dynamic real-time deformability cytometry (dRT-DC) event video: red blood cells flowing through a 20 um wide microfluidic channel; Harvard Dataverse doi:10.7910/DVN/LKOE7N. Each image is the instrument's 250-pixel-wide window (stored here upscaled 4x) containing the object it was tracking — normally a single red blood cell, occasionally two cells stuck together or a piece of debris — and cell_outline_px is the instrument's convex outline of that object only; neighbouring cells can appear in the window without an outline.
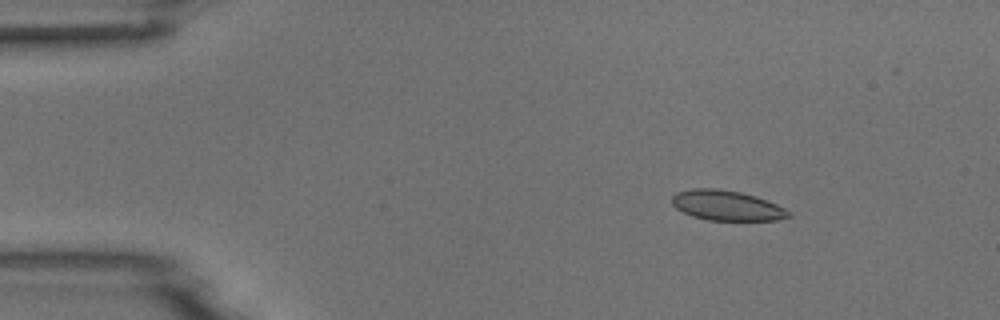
{"species": "common noctule bat (a hibernating species)", "species_latin": "Nyctalus noctula", "temperature_condition": "room temperature", "stored_images_in_passage": 5, "camera_frame_rate_fps": 3000, "um_per_image_px": 0.085, "animal": {"sex": "male", "body_mass_g": 18.8}, "frame": {"image": 1, "passage_image": 2, "time_ms": 1.0, "image_size_px": [1000, 320], "cell_outline_px": [[792, 216], [776, 220], [708, 220], [692, 216], [676, 208], [672, 204], [672, 196], [676, 192], [692, 188], [716, 188], [740, 192], [756, 196], [768, 200], [792, 212]], "centroid_in_image_um": [61.78, 17.46], "position_along_channel_um": 23.2, "area_um2": 20.52}}
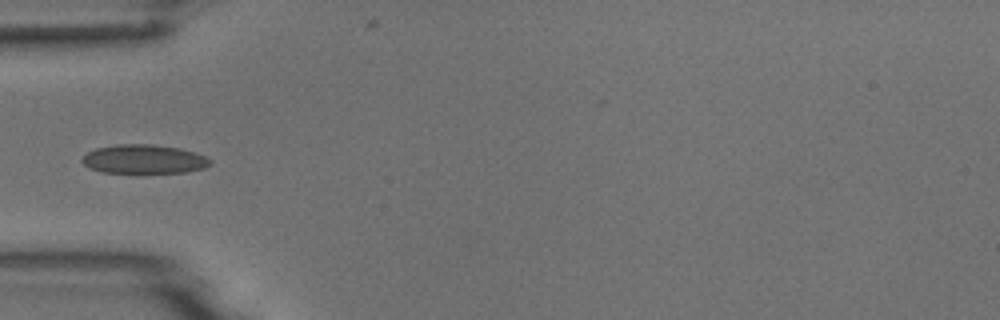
{"frame": {"image": 2, "passage_image": 5, "time_ms": 4.333, "image_size_px": [1000, 320], "cell_outline_px": [[212, 164], [204, 168], [188, 172], [100, 172], [88, 168], [80, 160], [88, 152], [96, 148], [116, 144], [152, 144], [180, 148], [204, 156], [212, 160]], "centroid_in_image_um": [12.22, 13.52], "position_along_channel_um": 72.8, "area_um2": 21.56}}